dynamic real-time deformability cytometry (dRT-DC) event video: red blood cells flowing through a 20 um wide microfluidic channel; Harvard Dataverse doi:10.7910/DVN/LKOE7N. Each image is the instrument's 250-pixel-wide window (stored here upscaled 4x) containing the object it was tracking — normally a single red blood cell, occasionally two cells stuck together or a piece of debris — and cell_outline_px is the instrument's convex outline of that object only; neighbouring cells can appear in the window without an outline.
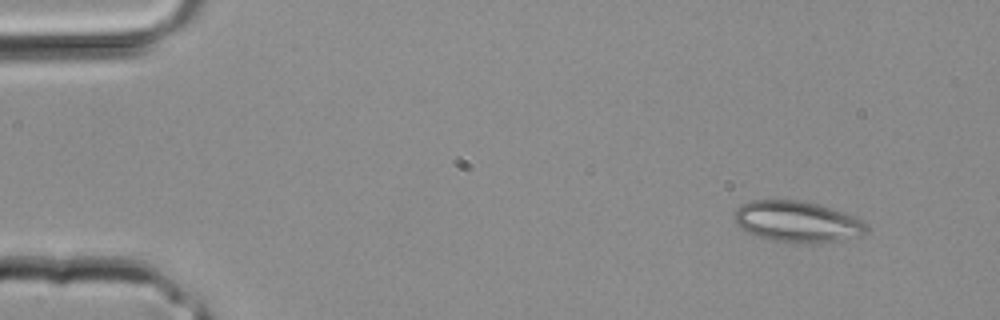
{"species": "common noctule bat (a hibernating species)", "species_latin": "Nyctalus noctula", "temperature_condition": "room temperature", "stored_images_in_passage": 3, "camera_frame_rate_fps": 3000, "um_per_image_px": 0.085, "animal": {"sex": "male", "body_mass_g": 20.4}, "frame": {"image": 1, "passage_image": 1, "time_ms": 0.0, "image_size_px": [1000, 320], "cell_outline_px": [[872, 228], [864, 236], [820, 244], [804, 244], [776, 240], [760, 236], [748, 232], [740, 228], [736, 224], [732, 216], [732, 212], [740, 204], [752, 200], [800, 200], [816, 204], [864, 220]], "centroid_in_image_um": [67.8, 18.86], "position_along_channel_um": 17.2, "area_um2": 32.14}}